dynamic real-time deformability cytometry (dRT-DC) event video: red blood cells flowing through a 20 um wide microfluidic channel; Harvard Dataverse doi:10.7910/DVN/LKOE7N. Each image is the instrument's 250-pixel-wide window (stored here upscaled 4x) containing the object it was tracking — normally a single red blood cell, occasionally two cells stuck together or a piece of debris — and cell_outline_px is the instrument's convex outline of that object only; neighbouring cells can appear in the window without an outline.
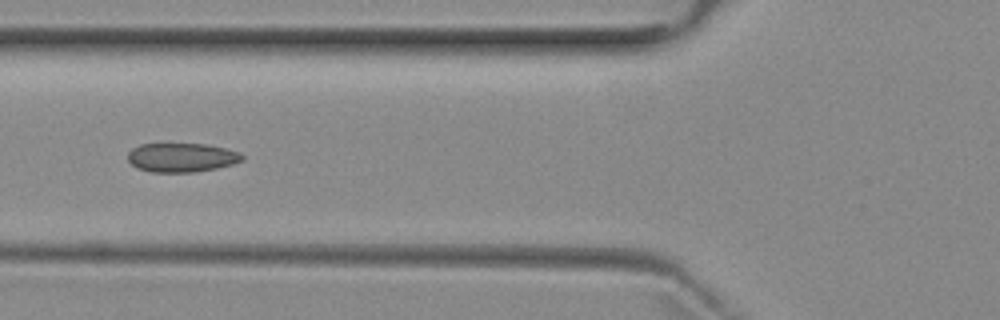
{"species": "common noctule bat (a hibernating species)", "species_latin": "Nyctalus noctula", "temperature_condition": "room temperature", "stored_images_in_passage": 4, "camera_frame_rate_fps": 3000, "um_per_image_px": 0.085, "animal": {"sex": "female", "body_mass_g": 29.2, "forearm_length_mm": 56.3}, "frame": {"image": 1, "passage_image": 4, "time_ms": 3.667, "image_size_px": [1000, 320], "cell_outline_px": [[244, 160], [232, 164], [216, 168], [196, 172], [152, 172], [136, 168], [128, 160], [128, 152], [132, 148], [140, 144], [204, 144], [224, 148], [240, 152], [244, 156]], "centroid_in_image_um": [15.43, 13.39], "position_along_channel_um": 110.4, "area_um2": 19.36}}